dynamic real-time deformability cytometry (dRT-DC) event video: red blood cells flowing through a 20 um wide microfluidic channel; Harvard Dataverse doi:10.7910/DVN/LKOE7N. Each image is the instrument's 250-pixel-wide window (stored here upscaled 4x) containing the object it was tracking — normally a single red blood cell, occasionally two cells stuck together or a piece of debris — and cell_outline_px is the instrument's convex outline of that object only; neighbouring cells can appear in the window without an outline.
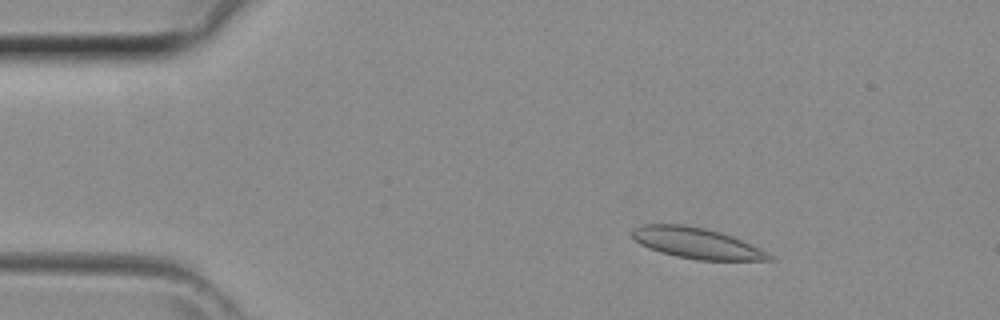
{"species": "common noctule bat (a hibernating species)", "species_latin": "Nyctalus noctula", "temperature_condition": "room temperature", "stored_images_in_passage": 43, "camera_frame_rate_fps": 3000, "um_per_image_px": 0.085, "animal": {"sex": "female", "body_mass_g": 29.2, "forearm_length_mm": 56.3}, "frame": {"image": 1, "passage_image": 7, "time_ms": 2.0, "image_size_px": [1000, 320], "cell_outline_px": [[776, 260], [696, 260], [676, 256], [660, 252], [648, 248], [640, 244], [632, 236], [632, 228], [640, 224], [684, 224], [704, 228], [720, 232], [732, 236], [772, 256]], "centroid_in_image_um": [59.12, 20.66], "position_along_channel_um": 25.9, "area_um2": 24.33}}
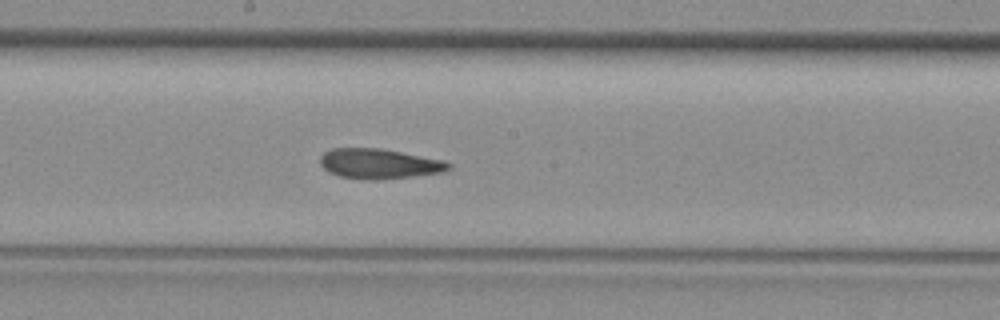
{"frame": {"image": 2, "passage_image": 23, "time_ms": 7.333, "image_size_px": [1000, 320], "cell_outline_px": [[452, 168], [444, 172], [380, 180], [368, 180], [340, 176], [328, 172], [320, 164], [320, 156], [324, 152], [332, 148], [380, 148], [444, 160], [452, 164]], "centroid_in_image_um": [32.24, 13.92], "position_along_channel_um": 216.0, "area_um2": 22.6}}
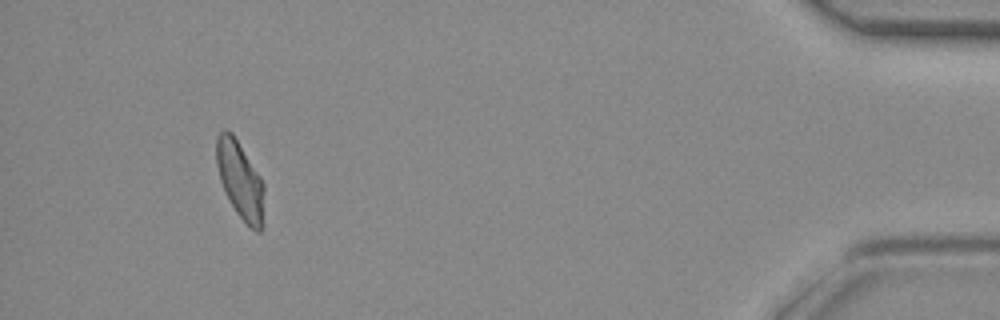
{"frame": {"image": 3, "passage_image": 40, "time_ms": 13.0, "image_size_px": [1000, 320], "cell_outline_px": [[264, 228], [260, 232], [256, 232], [236, 212], [224, 192], [220, 180], [216, 164], [216, 136], [224, 128], [232, 132], [260, 176], [264, 184]], "centroid_in_image_um": [20.42, 15.32], "position_along_channel_um": 414.8, "area_um2": 21.79}}